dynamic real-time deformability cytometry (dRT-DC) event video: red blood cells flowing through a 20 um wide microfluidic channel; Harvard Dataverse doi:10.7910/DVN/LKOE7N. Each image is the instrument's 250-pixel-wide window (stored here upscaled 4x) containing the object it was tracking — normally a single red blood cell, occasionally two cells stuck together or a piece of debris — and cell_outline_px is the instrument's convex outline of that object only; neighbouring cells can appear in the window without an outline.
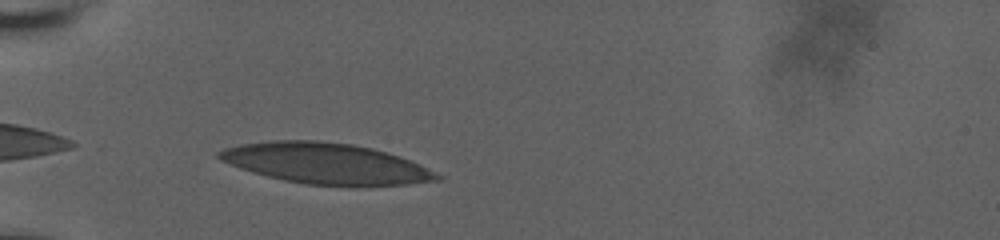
{"species": "human", "species_latin": "Homo sapiens", "temperature_condition": "room temperature", "stored_images_in_passage": 6, "camera_frame_rate_fps": 3000, "um_per_image_px": 0.085, "donor": {"sex": "male"}, "frame": {"image": 1, "passage_image": 1, "time_ms": 0.0, "image_size_px": [1000, 240], "cell_outline_px": [[444, 180], [408, 184], [356, 188], [348, 188], [304, 184], [284, 180], [252, 172], [240, 168], [220, 160], [216, 156], [216, 152], [224, 148], [240, 144], [268, 140], [316, 140], [352, 144], [372, 148], [400, 156], [420, 164], [444, 176]], "centroid_in_image_um": [27.76, 13.92], "position_along_channel_um": 57.2, "area_um2": 53.0}}
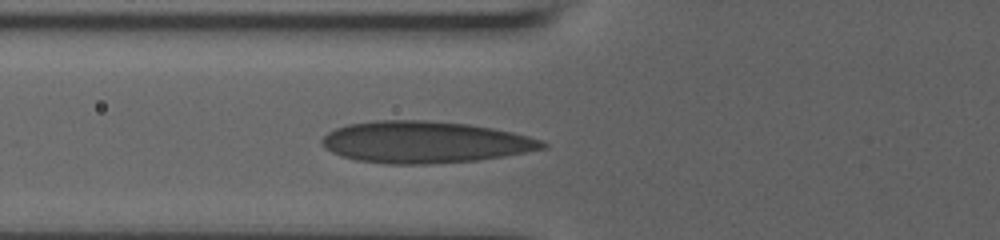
{"frame": {"image": 2, "passage_image": 4, "time_ms": 1.333, "image_size_px": [1000, 240], "cell_outline_px": [[548, 148], [504, 156], [476, 160], [428, 164], [388, 164], [356, 160], [340, 156], [324, 148], [320, 144], [320, 140], [328, 132], [336, 128], [348, 124], [376, 120], [424, 120], [468, 124], [492, 128], [512, 132], [528, 136], [540, 140], [548, 144]], "centroid_in_image_um": [36.08, 12.08], "position_along_channel_um": 89.7, "area_um2": 53.7}}
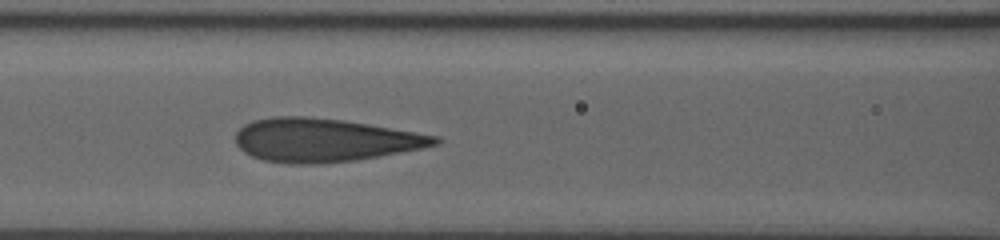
{"frame": {"image": 3, "passage_image": 6, "time_ms": 2.667, "image_size_px": [1000, 240], "cell_outline_px": [[444, 140], [440, 144], [424, 148], [356, 160], [320, 164], [292, 164], [264, 160], [252, 156], [244, 152], [236, 144], [236, 132], [244, 124], [252, 120], [272, 116], [304, 116], [344, 120], [440, 136]], "centroid_in_image_um": [27.6, 11.9], "position_along_channel_um": 139.0, "area_um2": 50.69}}